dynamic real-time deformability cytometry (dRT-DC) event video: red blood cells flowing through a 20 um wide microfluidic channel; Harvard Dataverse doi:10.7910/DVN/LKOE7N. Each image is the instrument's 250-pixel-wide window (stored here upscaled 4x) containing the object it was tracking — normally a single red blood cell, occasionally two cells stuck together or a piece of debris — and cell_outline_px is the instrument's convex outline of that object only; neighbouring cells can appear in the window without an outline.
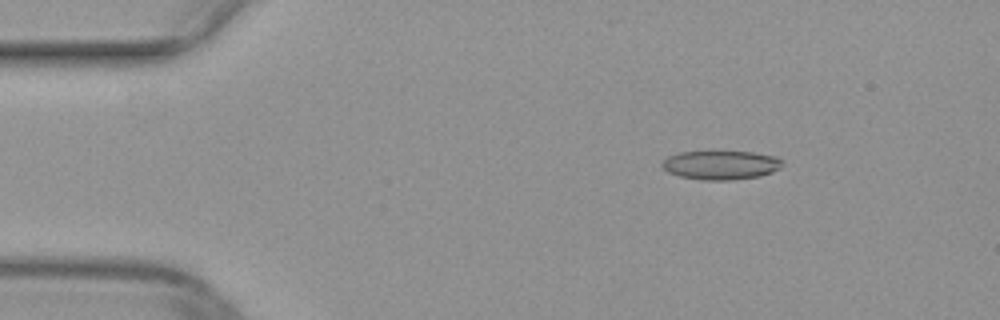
{"species": "common noctule bat (a hibernating species)", "species_latin": "Nyctalus noctula", "temperature_condition": "warm", "stored_images_in_passage": 51, "camera_frame_rate_fps": 3000, "um_per_image_px": 0.085, "animal": {"sex": "female", "body_mass_g": 29.2, "forearm_length_mm": 56.3}, "frame": {"image": 1, "passage_image": 8, "time_ms": 2.333, "image_size_px": [1000, 320], "cell_outline_px": [[784, 164], [780, 168], [772, 172], [760, 176], [732, 180], [704, 180], [680, 176], [668, 172], [660, 164], [668, 156], [680, 152], [752, 152], [776, 156], [784, 160]], "centroid_in_image_um": [61.31, 14.03], "position_along_channel_um": 23.7, "area_um2": 20.29}}
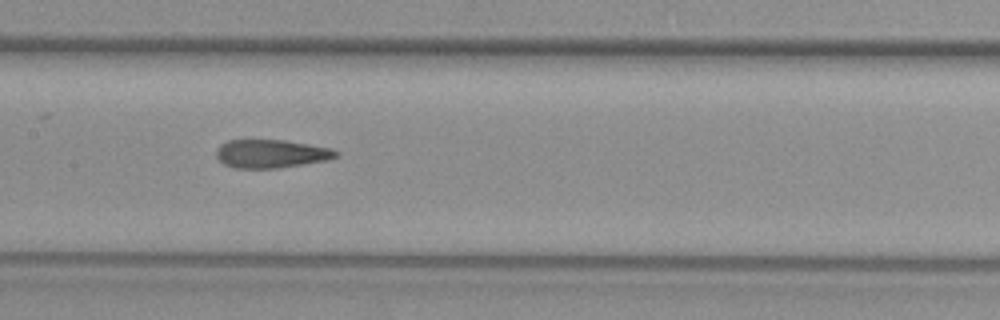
{"frame": {"image": 2, "passage_image": 25, "time_ms": 8.0, "image_size_px": [1000, 320], "cell_outline_px": [[340, 156], [328, 160], [280, 168], [236, 168], [224, 164], [216, 156], [216, 152], [220, 144], [228, 140], [284, 140], [332, 148], [340, 152]], "centroid_in_image_um": [23.09, 13.07], "position_along_channel_um": 184.3, "area_um2": 19.88}}
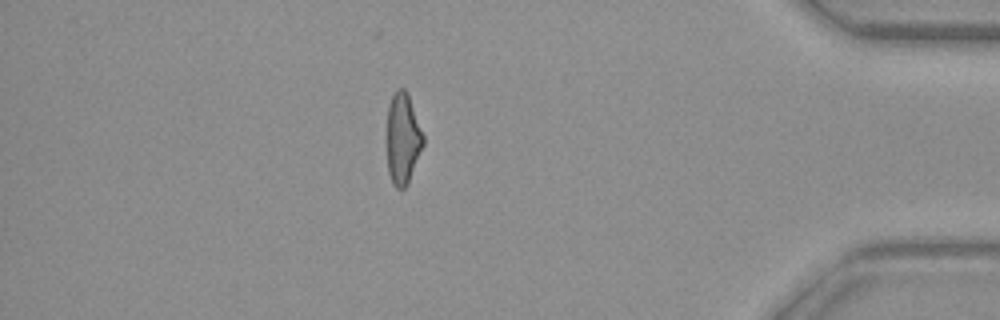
{"frame": {"image": 3, "passage_image": 44, "time_ms": 14.333, "image_size_px": [1000, 320], "cell_outline_px": [[424, 144], [408, 184], [404, 188], [396, 188], [392, 184], [388, 172], [388, 104], [396, 88], [404, 88], [408, 92], [424, 136]], "centroid_in_image_um": [34.25, 11.77], "position_along_channel_um": 400.9, "area_um2": 19.31}}